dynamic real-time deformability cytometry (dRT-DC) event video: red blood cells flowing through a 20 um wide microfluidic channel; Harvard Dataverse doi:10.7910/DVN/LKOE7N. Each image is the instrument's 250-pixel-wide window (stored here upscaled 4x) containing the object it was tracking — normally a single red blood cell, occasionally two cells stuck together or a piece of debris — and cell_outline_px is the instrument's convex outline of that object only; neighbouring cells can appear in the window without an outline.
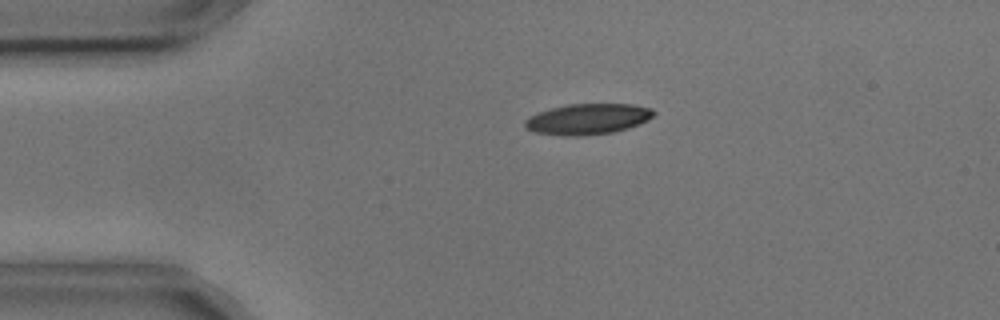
{"species": "common noctule bat (a hibernating species)", "species_latin": "Nyctalus noctula", "temperature_condition": "cold", "stored_images_in_passage": 4, "camera_frame_rate_fps": 3000, "um_per_image_px": 0.085, "animal": {"sex": "male", "body_mass_g": 17.9, "forearm_length_mm": 54.2}, "frame": {"image": 1, "passage_image": 3, "time_ms": 0.667, "image_size_px": [1000, 320], "cell_outline_px": [[656, 112], [648, 120], [640, 124], [628, 128], [612, 132], [580, 136], [564, 136], [536, 132], [524, 128], [524, 120], [528, 116], [552, 108], [568, 104], [632, 104], [652, 108]], "centroid_in_image_um": [49.96, 10.12], "position_along_channel_um": 35.0, "area_um2": 23.12}}